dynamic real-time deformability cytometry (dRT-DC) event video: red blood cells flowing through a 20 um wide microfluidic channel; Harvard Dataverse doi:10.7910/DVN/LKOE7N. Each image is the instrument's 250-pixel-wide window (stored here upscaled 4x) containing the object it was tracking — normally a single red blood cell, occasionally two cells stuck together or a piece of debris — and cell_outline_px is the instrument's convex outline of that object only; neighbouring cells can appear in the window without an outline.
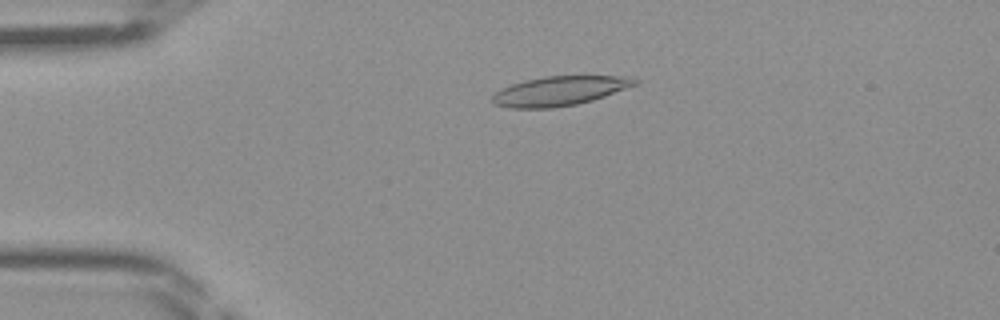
{"species": "Egyptian fruit bat (a non-hibernating species)", "species_latin": "Rousettus aegyptiacus", "temperature_condition": "room temperature", "stored_images_in_passage": 45, "camera_frame_rate_fps": 3000, "um_per_image_px": 0.085, "frame": {"image": 1, "passage_image": 10, "time_ms": 3.0, "image_size_px": [1000, 320], "cell_outline_px": [[640, 84], [592, 100], [576, 104], [552, 108], [508, 108], [492, 104], [492, 96], [500, 88], [524, 80], [544, 76], [632, 76], [640, 80]], "centroid_in_image_um": [47.58, 7.72], "position_along_channel_um": 37.4, "area_um2": 24.68}}
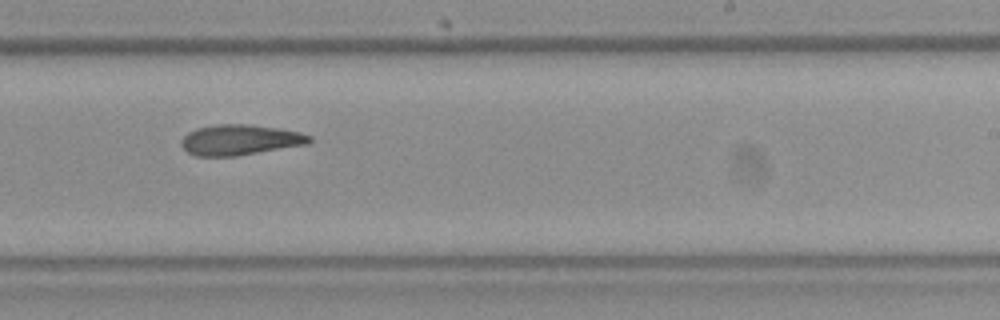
{"frame": {"image": 2, "passage_image": 28, "time_ms": 9.0, "image_size_px": [1000, 320], "cell_outline_px": [[312, 140], [308, 144], [236, 156], [196, 156], [188, 152], [180, 144], [180, 140], [188, 132], [196, 128], [216, 124], [248, 124], [276, 128], [300, 132], [312, 136]], "centroid_in_image_um": [20.39, 11.89], "position_along_channel_um": 268.6, "area_um2": 22.77}}
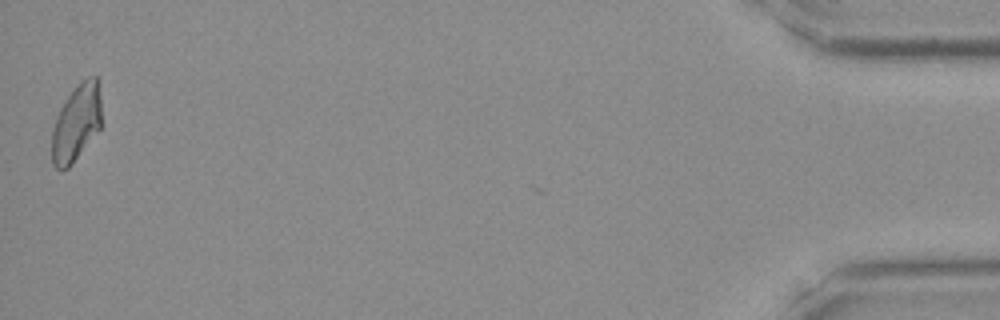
{"frame": {"image": 3, "passage_image": 45, "time_ms": 14.667, "image_size_px": [1000, 320], "cell_outline_px": [[100, 128], [72, 164], [68, 168], [60, 172], [52, 164], [52, 128], [56, 116], [64, 100], [80, 80], [88, 76], [96, 76], [100, 96]], "centroid_in_image_um": [6.46, 10.45], "position_along_channel_um": 428.7, "area_um2": 22.31}}